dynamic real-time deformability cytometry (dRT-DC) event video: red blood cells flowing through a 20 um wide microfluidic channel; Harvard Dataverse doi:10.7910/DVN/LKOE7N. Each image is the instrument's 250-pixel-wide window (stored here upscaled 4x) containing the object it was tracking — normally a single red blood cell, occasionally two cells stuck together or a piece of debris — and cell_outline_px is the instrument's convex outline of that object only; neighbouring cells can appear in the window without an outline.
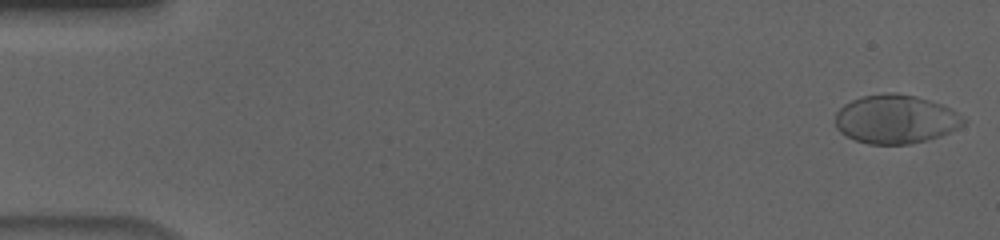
{"species": "human", "species_latin": "Homo sapiens", "temperature_condition": "cold", "stored_images_in_passage": 55, "camera_frame_rate_fps": 3000, "um_per_image_px": 0.085, "donor": {"sex": "male"}, "frame": {"image": 1, "passage_image": 1, "time_ms": 0.0, "image_size_px": [1000, 240], "cell_outline_px": [[964, 124], [940, 136], [928, 140], [908, 144], [868, 144], [856, 140], [840, 132], [836, 128], [836, 112], [844, 104], [852, 100], [864, 96], [892, 92], [896, 92], [916, 96], [940, 104], [956, 112], [964, 120]], "centroid_in_image_um": [76.09, 10.13], "position_along_channel_um": 8.9, "area_um2": 36.01}}
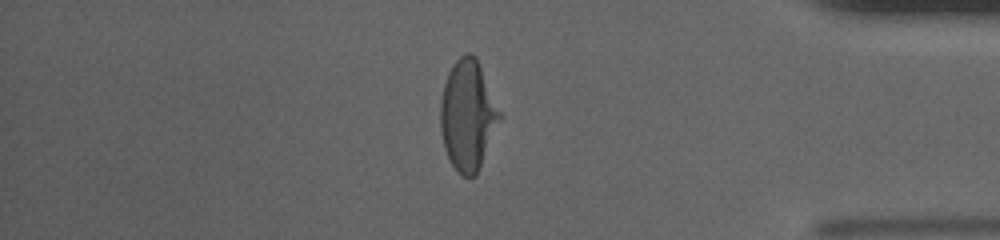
{"frame": {"image": 2, "passage_image": 47, "time_ms": 15.333, "image_size_px": [1000, 240], "cell_outline_px": [[500, 116], [476, 176], [468, 180], [452, 164], [444, 148], [440, 128], [440, 100], [444, 84], [448, 72], [456, 60], [460, 56], [468, 52], [476, 56], [500, 112]], "centroid_in_image_um": [39.72, 9.79], "position_along_channel_um": 395.5, "area_um2": 37.28}}
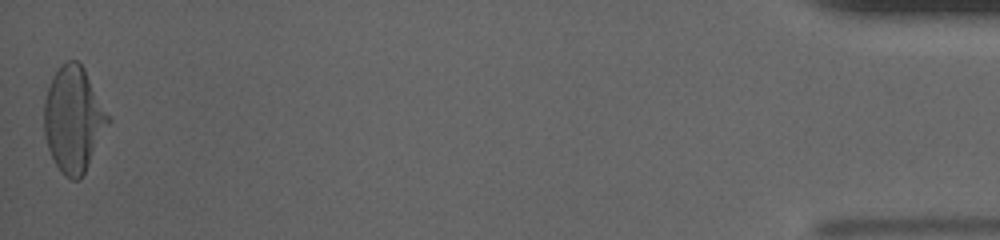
{"frame": {"image": 3, "passage_image": 55, "time_ms": 18.0, "image_size_px": [1000, 240], "cell_outline_px": [[112, 120], [80, 180], [72, 180], [64, 176], [60, 172], [48, 148], [44, 136], [44, 100], [52, 76], [60, 64], [68, 60], [76, 60], [84, 68], [112, 116]], "centroid_in_image_um": [6.27, 10.13], "position_along_channel_um": 428.9, "area_um2": 39.88}, "authors_computed_cell_mechanics": {"area_um2": 36.8764, "velocity_mm_per_s": 3.6688, "shape_relaxation_time_tau1_ms": 4.5964, "shape_relaxation_time_tau2_ms": null, "deformation_change_tau1": 0.2073, "deformation_change_tau2": null}}